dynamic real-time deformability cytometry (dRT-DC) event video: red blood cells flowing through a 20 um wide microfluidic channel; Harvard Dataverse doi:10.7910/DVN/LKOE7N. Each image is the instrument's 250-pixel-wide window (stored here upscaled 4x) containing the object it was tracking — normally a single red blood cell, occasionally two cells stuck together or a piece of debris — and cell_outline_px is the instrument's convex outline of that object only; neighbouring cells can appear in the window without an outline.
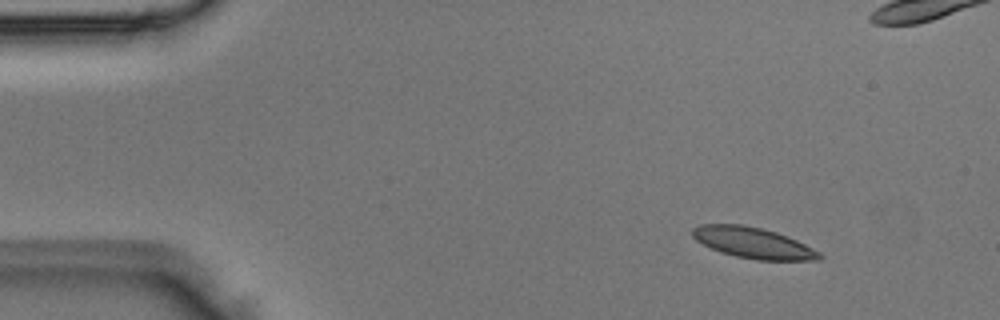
{"species": "Egyptian fruit bat (a non-hibernating species)", "species_latin": "Rousettus aegyptiacus", "temperature_condition": "room temperature", "stored_images_in_passage": 5, "camera_frame_rate_fps": 3000, "um_per_image_px": 0.085, "animal": {"sex": "male"}, "frame": {"image": 1, "passage_image": 1, "time_ms": 0.0, "image_size_px": [1000, 320], "cell_outline_px": [[824, 256], [820, 260], [756, 260], [736, 256], [720, 252], [696, 240], [692, 236], [692, 228], [700, 224], [740, 224], [760, 228], [776, 232], [788, 236], [820, 252]], "centroid_in_image_um": [64.02, 20.64], "position_along_channel_um": 21.0, "area_um2": 22.77}}
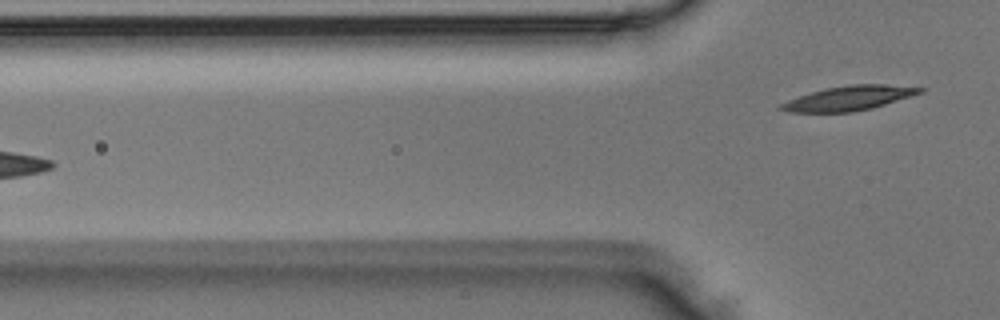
{"frame": {"image": 2, "passage_image": 5, "time_ms": 1.333, "image_size_px": [1000, 320], "cell_outline_px": [[928, 88], [924, 92], [872, 108], [852, 112], [788, 112], [776, 108], [780, 104], [788, 100], [824, 88], [848, 84], [884, 84]], "centroid_in_image_um": [72.18, 8.34], "position_along_channel_um": 53.6, "area_um2": 19.88}}